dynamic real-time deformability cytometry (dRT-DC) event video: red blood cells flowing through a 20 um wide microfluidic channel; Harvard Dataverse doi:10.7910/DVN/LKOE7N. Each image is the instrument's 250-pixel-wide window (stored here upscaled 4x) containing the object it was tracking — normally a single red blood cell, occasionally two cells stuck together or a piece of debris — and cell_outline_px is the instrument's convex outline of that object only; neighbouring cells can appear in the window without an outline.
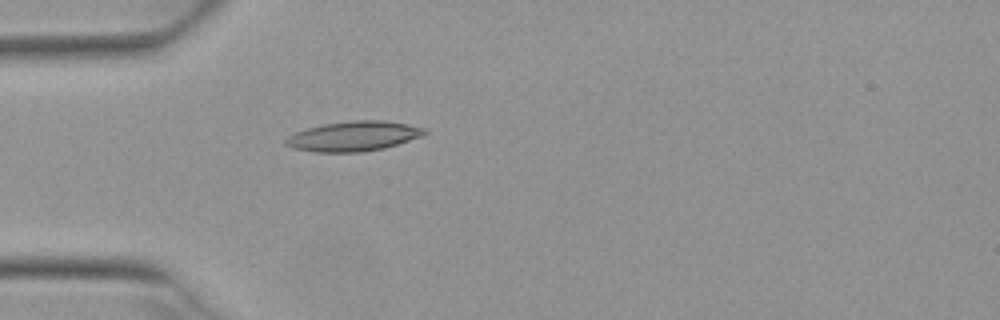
{"species": "Egyptian fruit bat (a non-hibernating species)", "species_latin": "Rousettus aegyptiacus", "temperature_condition": "warm", "stored_images_in_passage": 5, "camera_frame_rate_fps": 3000, "um_per_image_px": 0.085, "animal": {"sex": "female"}, "frame": {"image": 1, "passage_image": 5, "time_ms": 1.333, "image_size_px": [1000, 320], "cell_outline_px": [[428, 132], [424, 136], [384, 148], [360, 152], [316, 152], [292, 148], [284, 144], [284, 140], [288, 136], [296, 132], [308, 128], [324, 124], [352, 120], [384, 120], [408, 124], [428, 128]], "centroid_in_image_um": [30.09, 11.57], "position_along_channel_um": 54.9, "area_um2": 24.33}}